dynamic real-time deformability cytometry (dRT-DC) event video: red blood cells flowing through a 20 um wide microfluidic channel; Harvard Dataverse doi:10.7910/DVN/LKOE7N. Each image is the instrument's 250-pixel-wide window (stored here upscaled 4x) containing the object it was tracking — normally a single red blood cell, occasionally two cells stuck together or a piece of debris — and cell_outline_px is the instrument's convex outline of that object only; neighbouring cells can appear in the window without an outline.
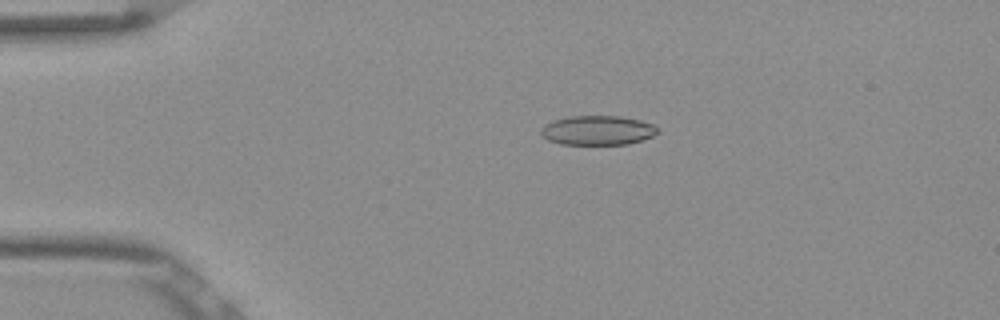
{"species": "Egyptian fruit bat (a non-hibernating species)", "species_latin": "Rousettus aegyptiacus", "temperature_condition": "room temperature", "stored_images_in_passage": 54, "camera_frame_rate_fps": 3000, "um_per_image_px": 0.085, "frame": {"image": 1, "passage_image": 12, "time_ms": 3.667, "image_size_px": [1000, 320], "cell_outline_px": [[656, 132], [652, 136], [628, 144], [560, 144], [548, 140], [540, 132], [540, 128], [544, 124], [568, 116], [620, 116], [640, 120], [652, 124], [656, 128]], "centroid_in_image_um": [50.75, 11.07], "position_along_channel_um": 34.2, "area_um2": 19.77}}
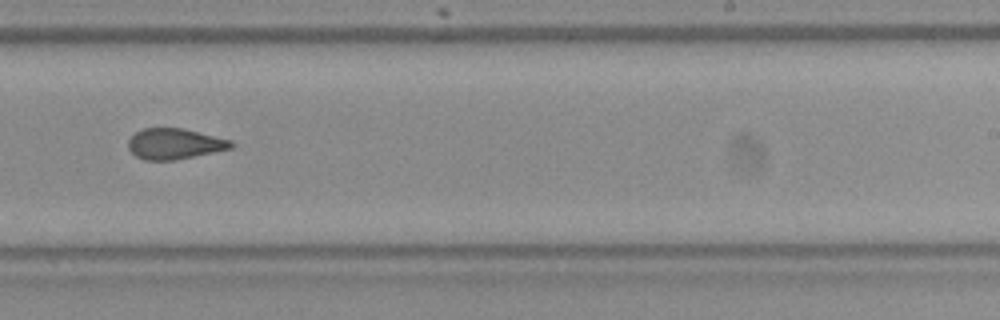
{"frame": {"image": 2, "passage_image": 34, "time_ms": 11.0, "image_size_px": [1000, 320], "cell_outline_px": [[236, 144], [232, 148], [176, 160], [144, 160], [136, 156], [128, 148], [128, 140], [136, 132], [144, 128], [184, 128], [232, 140]], "centroid_in_image_um": [14.86, 12.22], "position_along_channel_um": 274.1, "area_um2": 18.5}}
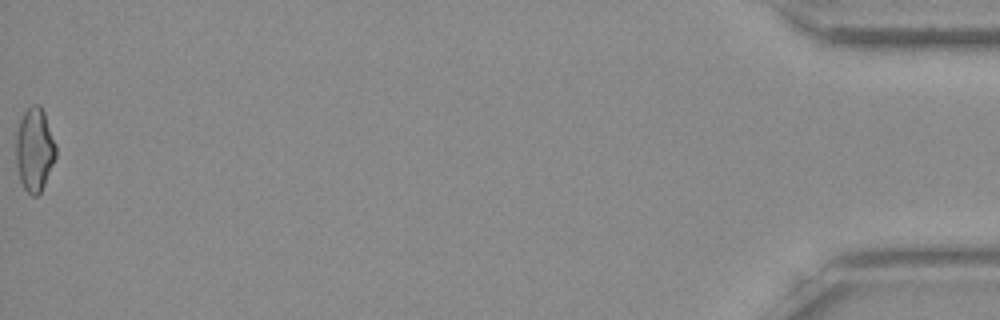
{"frame": {"image": 3, "passage_image": 54, "time_ms": 17.667, "image_size_px": [1000, 320], "cell_outline_px": [[56, 156], [44, 184], [40, 192], [36, 196], [32, 196], [24, 188], [20, 180], [16, 164], [16, 136], [20, 120], [24, 112], [32, 104], [40, 104], [44, 112], [56, 144]], "centroid_in_image_um": [2.93, 12.7], "position_along_channel_um": 432.3, "area_um2": 19.31}, "authors_computed_cell_mechanics": {"area_um2": 19.363, "velocity_mm_per_s": 3.8622, "shape_relaxation_time_tau1_ms": null, "shape_relaxation_time_tau2_ms": 2.6669, "deformation_change_tau1": null, "deformation_change_tau2": 0.0886}}